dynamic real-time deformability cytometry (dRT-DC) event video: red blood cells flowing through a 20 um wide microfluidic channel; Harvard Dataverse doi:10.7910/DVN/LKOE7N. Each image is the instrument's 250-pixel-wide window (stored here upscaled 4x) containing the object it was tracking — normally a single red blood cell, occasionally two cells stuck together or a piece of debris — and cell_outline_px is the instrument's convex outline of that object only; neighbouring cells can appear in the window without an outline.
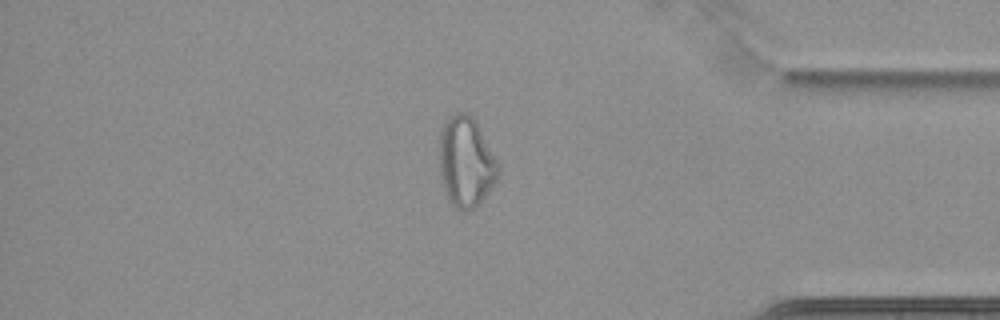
{"species": "common noctule bat (a hibernating species)", "species_latin": "Nyctalus noctula", "temperature_condition": "cold", "stored_images_in_passage": 63, "camera_frame_rate_fps": 3000, "um_per_image_px": 0.085, "animal": {"sex": "female", "body_mass_g": 22.7, "forearm_length_mm": 54.2}, "frame": {"image": 1, "passage_image": 54, "time_ms": 17.667, "image_size_px": [1000, 320], "cell_outline_px": [[500, 172], [496, 180], [476, 208], [464, 212], [456, 208], [448, 200], [440, 176], [440, 132], [444, 120], [456, 112], [468, 112], [476, 120], [500, 168]], "centroid_in_image_um": [39.6, 13.76], "position_along_channel_um": 395.6, "area_um2": 31.04}}